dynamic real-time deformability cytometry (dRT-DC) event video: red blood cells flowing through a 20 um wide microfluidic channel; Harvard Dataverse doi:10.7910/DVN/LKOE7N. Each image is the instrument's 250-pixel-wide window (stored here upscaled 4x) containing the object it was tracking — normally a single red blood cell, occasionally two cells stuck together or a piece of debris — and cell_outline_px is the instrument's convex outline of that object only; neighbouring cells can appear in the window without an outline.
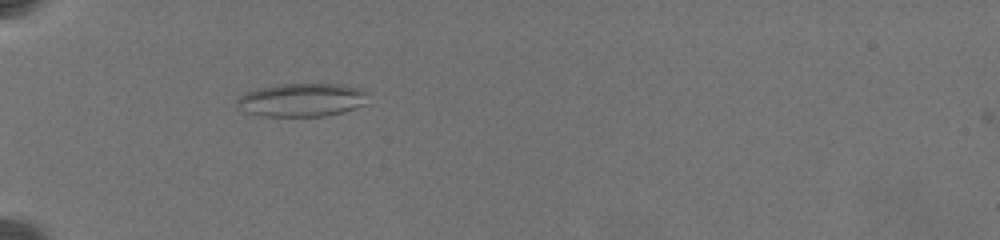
{"species": "common noctule bat (a hibernating species)", "species_latin": "Nyctalus noctula", "temperature_condition": "warm", "stored_images_in_passage": 31, "camera_frame_rate_fps": 3000, "um_per_image_px": 0.085, "animal": {"sex": "female", "body_mass_g": 19.5, "forearm_length_mm": 54.1}, "frame": {"image": 1, "passage_image": 1, "time_ms": 0.0, "image_size_px": [1000, 240], "cell_outline_px": [[368, 104], [344, 112], [324, 116], [260, 116], [244, 112], [236, 104], [236, 100], [244, 92], [256, 88], [284, 84], [340, 84], [360, 88], [368, 92]], "centroid_in_image_um": [25.68, 8.5], "position_along_channel_um": 59.3, "area_um2": 25.89}}
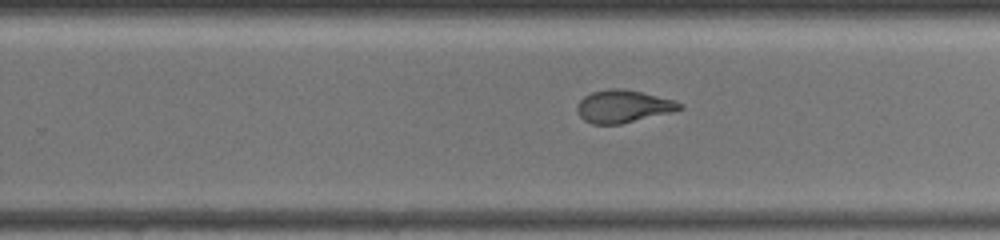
{"frame": {"image": 2, "passage_image": 13, "time_ms": 6.667, "image_size_px": [1000, 240], "cell_outline_px": [[684, 108], [672, 112], [620, 124], [592, 124], [584, 120], [576, 112], [576, 108], [580, 100], [584, 96], [592, 92], [608, 88], [624, 88], [676, 100], [684, 104]], "centroid_in_image_um": [52.98, 9.03], "position_along_channel_um": 276.8, "area_um2": 19.65}}
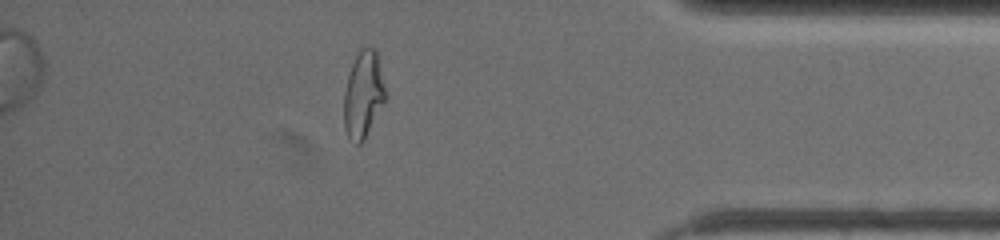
{"frame": {"image": 3, "passage_image": 26, "time_ms": 11.0, "image_size_px": [1000, 240], "cell_outline_px": [[384, 100], [364, 140], [360, 144], [356, 144], [348, 136], [344, 128], [344, 92], [348, 76], [352, 64], [360, 48], [376, 48], [384, 88]], "centroid_in_image_um": [30.85, 8.04], "position_along_channel_um": 404.4, "area_um2": 20.35}, "authors_computed_cell_mechanics": {"area_um2": 19.8832, "velocity_mm_per_s": 3.5155, "shape_relaxation_time_tau1_ms": 8.2719, "shape_relaxation_time_tau2_ms": 1.1343, "deformation_change_tau1": 0.227, "deformation_change_tau2": 0.0682}}